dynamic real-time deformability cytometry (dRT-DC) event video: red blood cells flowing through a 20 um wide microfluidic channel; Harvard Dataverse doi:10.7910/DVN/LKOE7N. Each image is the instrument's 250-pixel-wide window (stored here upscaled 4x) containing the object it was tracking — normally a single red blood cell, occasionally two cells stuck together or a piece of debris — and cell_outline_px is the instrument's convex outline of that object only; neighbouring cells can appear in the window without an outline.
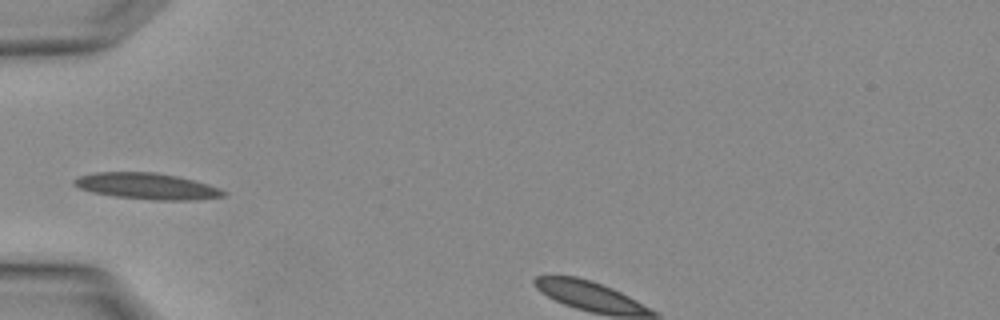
{"species": "Egyptian fruit bat (a non-hibernating species)", "species_latin": "Rousettus aegyptiacus", "temperature_condition": "warm", "stored_images_in_passage": 3, "segment_of_instrument_passage": [1, 2], "camera_frame_rate_fps": 3000, "um_per_image_px": 0.085, "animal": {"sex": "female"}, "frame": {"image": 1, "passage_image": 2, "time_ms": 0.333, "image_size_px": [1000, 320], "cell_outline_px": [[228, 192], [224, 196], [188, 200], [156, 200], [116, 196], [92, 192], [80, 188], [72, 184], [72, 180], [80, 176], [92, 172], [156, 172], [176, 176], [208, 184], [220, 188]], "centroid_in_image_um": [12.47, 15.81], "position_along_channel_um": 72.5, "area_um2": 22.66}}